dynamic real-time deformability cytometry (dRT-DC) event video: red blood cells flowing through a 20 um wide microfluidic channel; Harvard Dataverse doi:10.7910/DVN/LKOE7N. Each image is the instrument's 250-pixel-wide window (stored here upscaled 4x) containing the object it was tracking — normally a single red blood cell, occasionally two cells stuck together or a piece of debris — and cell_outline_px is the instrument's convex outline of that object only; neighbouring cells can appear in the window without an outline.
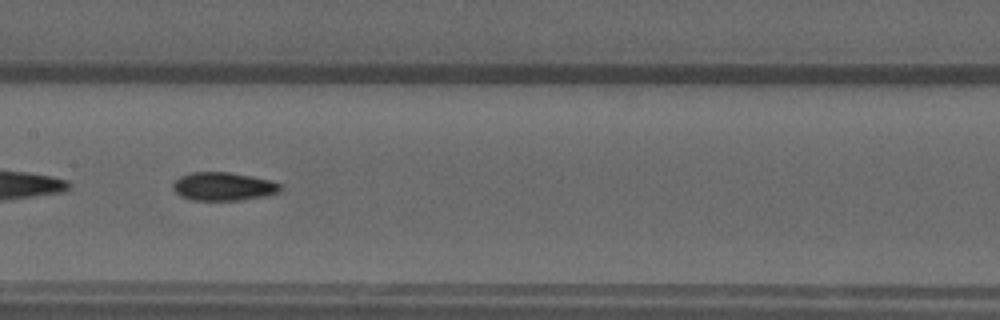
{"species": "common noctule bat (a hibernating species)", "species_latin": "Nyctalus noctula", "temperature_condition": "warm", "stored_images_in_passage": 36, "camera_frame_rate_fps": 3000, "um_per_image_px": 0.085, "animal": {"sex": "male", "forearm_length_mm": 52.5}, "frame": {"image": 1, "passage_image": 11, "time_ms": 3.333, "image_size_px": [1000, 320], "cell_outline_px": [[280, 192], [264, 196], [240, 200], [192, 200], [180, 196], [172, 188], [172, 184], [180, 176], [192, 172], [228, 172], [252, 176], [272, 180], [280, 184]], "centroid_in_image_um": [18.98, 15.84], "position_along_channel_um": 188.4, "area_um2": 17.74}}
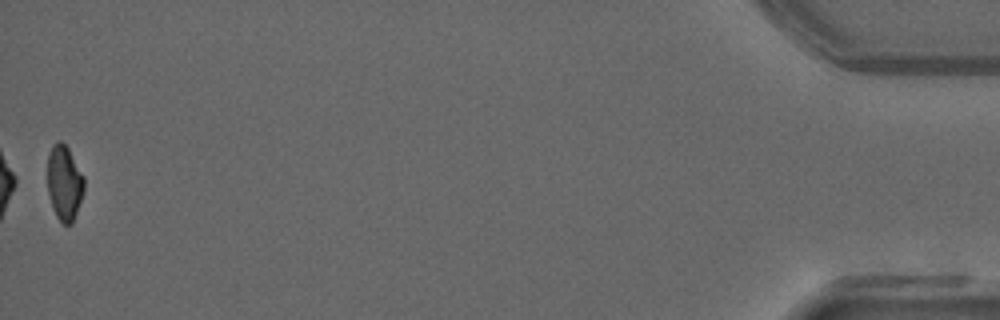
{"frame": {"image": 2, "passage_image": 36, "time_ms": 11.667, "image_size_px": [1000, 320], "cell_outline_px": [[84, 188], [72, 224], [64, 224], [56, 216], [52, 208], [48, 192], [48, 156], [52, 144], [56, 140], [60, 140], [68, 148], [84, 176]], "centroid_in_image_um": [5.46, 15.51], "position_along_channel_um": 429.7, "area_um2": 15.9}, "authors_computed_cell_mechanics": {"area_um2": 17.6868, "velocity_mm_per_s": 4.0721, "shape_relaxation_time_tau1_ms": 6.8627, "shape_relaxation_time_tau2_ms": 3.2051, "deformation_change_tau1": 0.2176, "deformation_change_tau2": 0.0822}}